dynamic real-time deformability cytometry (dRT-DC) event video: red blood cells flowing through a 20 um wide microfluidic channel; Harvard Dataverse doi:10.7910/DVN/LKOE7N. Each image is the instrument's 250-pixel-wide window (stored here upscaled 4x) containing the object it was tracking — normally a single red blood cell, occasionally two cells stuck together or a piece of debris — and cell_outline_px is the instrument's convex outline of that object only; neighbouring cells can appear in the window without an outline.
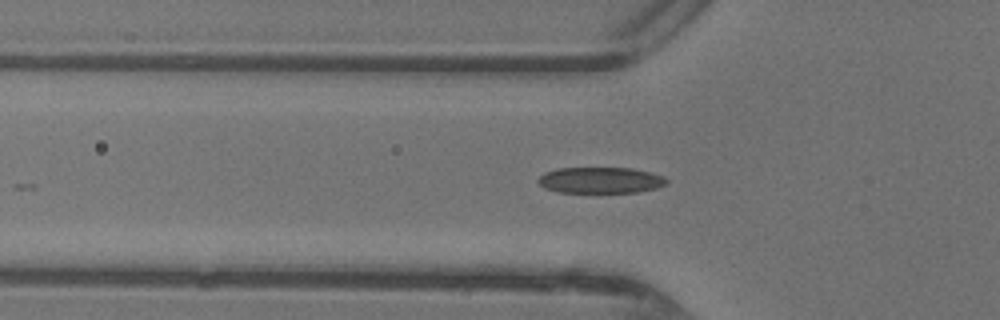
{"species": "common noctule bat (a hibernating species)", "species_latin": "Nyctalus noctula", "temperature_condition": "warm", "stored_images_in_passage": 16, "camera_frame_rate_fps": 3000, "um_per_image_px": 0.085, "animal": {"sex": "female"}, "frame": {"image": 1, "passage_image": 4, "time_ms": 1.0, "image_size_px": [1000, 320], "cell_outline_px": [[668, 184], [656, 188], [636, 192], [560, 192], [544, 188], [536, 180], [544, 172], [556, 168], [632, 168], [664, 176], [668, 180]], "centroid_in_image_um": [51.03, 15.31], "position_along_channel_um": 74.8, "area_um2": 19.54}}
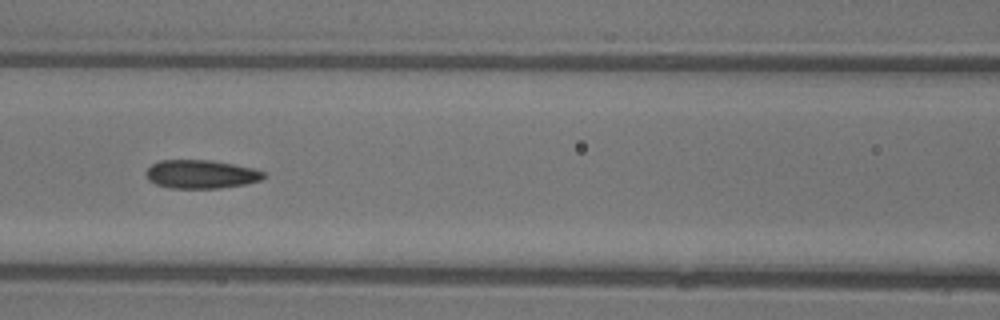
{"frame": {"image": 2, "passage_image": 9, "time_ms": 2.667, "image_size_px": [1000, 320], "cell_outline_px": [[264, 176], [260, 180], [244, 184], [220, 188], [168, 188], [156, 184], [148, 180], [144, 172], [152, 164], [160, 160], [212, 160], [252, 168], [264, 172]], "centroid_in_image_um": [17.03, 14.81], "position_along_channel_um": 149.6, "area_um2": 19.48}}
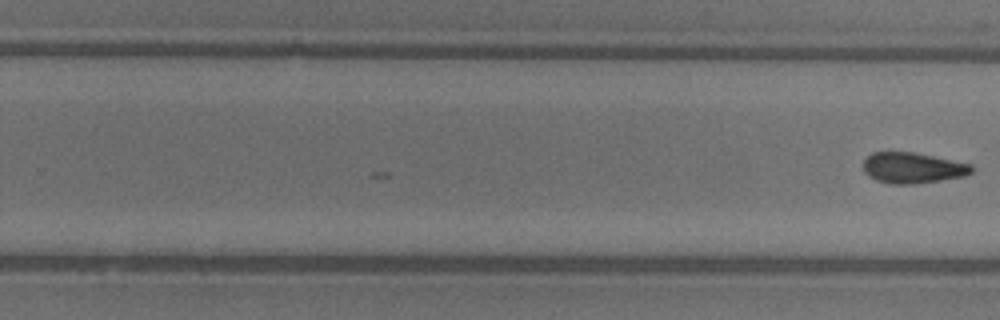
{"frame": {"image": 3, "passage_image": 16, "time_ms": 5.0, "image_size_px": [1000, 320], "cell_outline_px": [[972, 172], [964, 176], [940, 180], [912, 184], [892, 184], [876, 180], [868, 176], [864, 172], [864, 160], [872, 152], [912, 152], [972, 164]], "centroid_in_image_um": [77.55, 14.27], "position_along_channel_um": 252.2, "area_um2": 19.25}}